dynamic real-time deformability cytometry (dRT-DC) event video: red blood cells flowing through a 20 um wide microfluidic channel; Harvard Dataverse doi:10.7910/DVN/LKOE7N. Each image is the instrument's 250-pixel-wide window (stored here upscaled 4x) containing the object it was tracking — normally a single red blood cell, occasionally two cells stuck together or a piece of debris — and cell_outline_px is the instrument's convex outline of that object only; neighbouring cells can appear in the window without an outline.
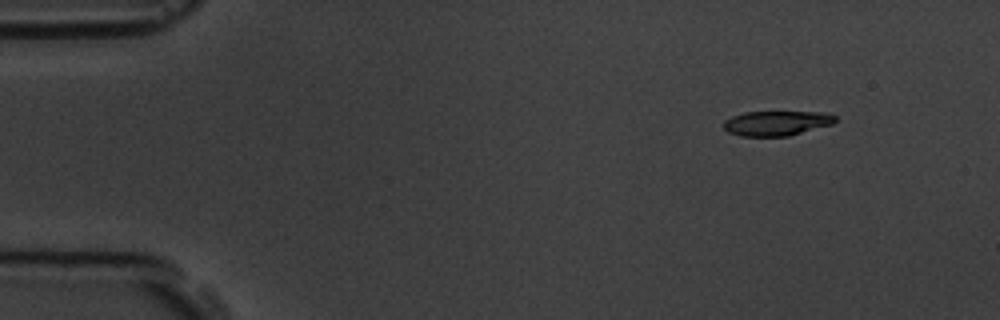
{"species": "common noctule bat (a hibernating species)", "species_latin": "Nyctalus noctula", "temperature_condition": "room temperature", "stored_images_in_passage": 5, "camera_frame_rate_fps": 3000, "um_per_image_px": 0.085, "animal": {"sex": "male", "body_mass_g": 19.5, "forearm_length_mm": 54.6}, "frame": {"image": 1, "passage_image": 2, "time_ms": 1.333, "image_size_px": [1000, 320], "cell_outline_px": [[836, 120], [832, 124], [788, 136], [740, 136], [728, 132], [724, 128], [724, 120], [732, 116], [744, 112], [824, 112], [836, 116]], "centroid_in_image_um": [65.99, 10.47], "position_along_channel_um": 19.0, "area_um2": 16.07}}
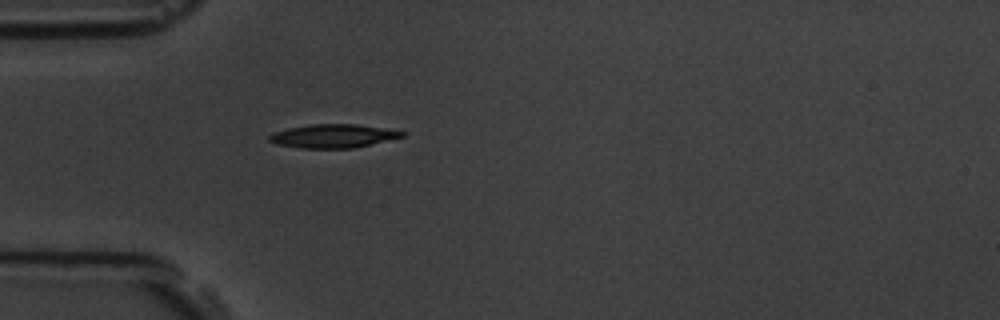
{"frame": {"image": 2, "passage_image": 5, "time_ms": 4.667, "image_size_px": [1000, 320], "cell_outline_px": [[404, 136], [352, 148], [300, 148], [276, 144], [268, 140], [268, 136], [272, 132], [288, 128], [308, 124], [356, 124], [384, 128], [404, 132]], "centroid_in_image_um": [28.23, 11.55], "position_along_channel_um": 56.8, "area_um2": 18.09}}